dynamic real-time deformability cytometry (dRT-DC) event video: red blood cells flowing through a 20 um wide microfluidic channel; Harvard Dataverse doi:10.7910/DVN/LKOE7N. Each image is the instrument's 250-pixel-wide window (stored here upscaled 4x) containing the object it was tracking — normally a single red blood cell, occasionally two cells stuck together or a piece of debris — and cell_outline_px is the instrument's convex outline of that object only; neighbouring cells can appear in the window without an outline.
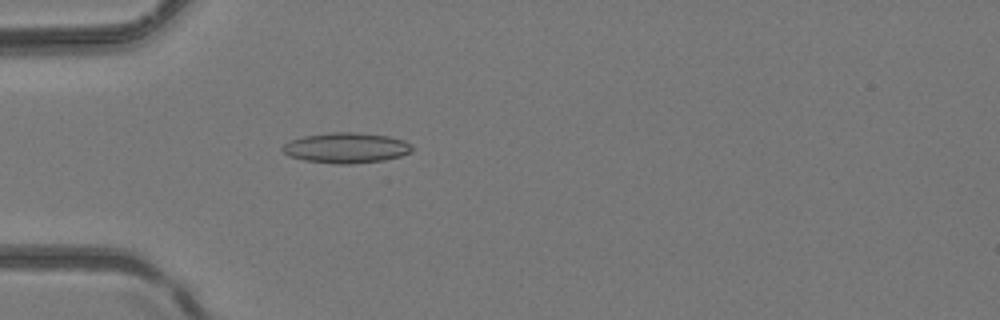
{"species": "common noctule bat (a hibernating species)", "species_latin": "Nyctalus noctula", "temperature_condition": "room temperature", "stored_images_in_passage": 4, "camera_frame_rate_fps": 3000, "um_per_image_px": 0.085, "animal": {"sex": "female", "body_mass_g": 24.6, "forearm_length_mm": 56.2}, "frame": {"image": 1, "passage_image": 4, "time_ms": 1.0, "image_size_px": [1000, 320], "cell_outline_px": [[416, 148], [412, 152], [400, 156], [384, 160], [352, 164], [332, 164], [304, 160], [288, 156], [280, 148], [284, 144], [292, 140], [304, 136], [328, 132], [356, 132], [388, 136], [404, 140], [412, 144]], "centroid_in_image_um": [29.46, 12.57], "position_along_channel_um": 55.5, "area_um2": 23.24}}